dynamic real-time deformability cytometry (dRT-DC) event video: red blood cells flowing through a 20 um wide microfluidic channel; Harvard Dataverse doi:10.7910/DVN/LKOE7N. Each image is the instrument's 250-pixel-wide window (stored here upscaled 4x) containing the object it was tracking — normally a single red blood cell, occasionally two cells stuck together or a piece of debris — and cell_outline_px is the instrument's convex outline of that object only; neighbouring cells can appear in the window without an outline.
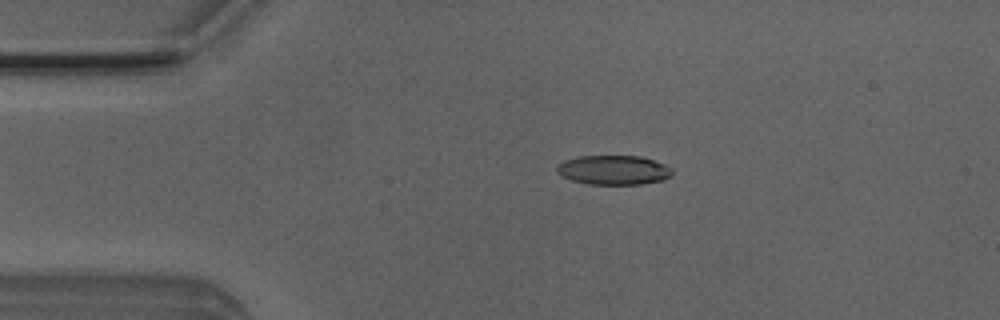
{"species": "Egyptian fruit bat (a non-hibernating species)", "species_latin": "Rousettus aegyptiacus", "temperature_condition": "room temperature", "stored_images_in_passage": 3, "camera_frame_rate_fps": 3000, "um_per_image_px": 0.085, "animal": {"sex": "male"}, "frame": {"image": 1, "passage_image": 2, "time_ms": 0.333, "image_size_px": [1000, 320], "cell_outline_px": [[672, 172], [664, 180], [640, 184], [588, 184], [572, 180], [560, 176], [556, 172], [556, 168], [564, 160], [580, 156], [640, 156], [664, 164], [672, 168]], "centroid_in_image_um": [52.13, 14.45], "position_along_channel_um": 32.9, "area_um2": 19.65}}